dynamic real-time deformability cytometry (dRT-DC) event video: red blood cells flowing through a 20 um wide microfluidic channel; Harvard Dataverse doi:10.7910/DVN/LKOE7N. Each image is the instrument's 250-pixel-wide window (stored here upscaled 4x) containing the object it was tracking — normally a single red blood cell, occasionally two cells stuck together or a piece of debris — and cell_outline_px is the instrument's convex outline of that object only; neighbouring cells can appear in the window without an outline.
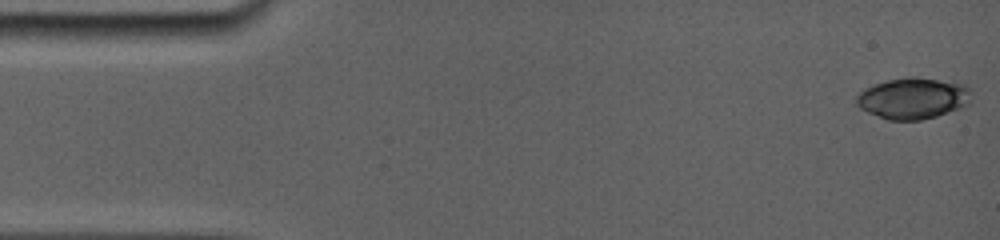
{"species": "common noctule bat (a hibernating species)", "species_latin": "Nyctalus noctula", "temperature_condition": "room temperature", "stored_images_in_passage": 44, "camera_frame_rate_fps": 5000, "um_per_image_px": 0.085, "animal": {"sex": "female", "body_mass_g": 19.0, "forearm_length_mm": 56.7}, "frame": {"image": 1, "passage_image": 1, "time_ms": 0.0, "image_size_px": [1000, 240], "cell_outline_px": [[968, 92], [964, 104], [956, 108], [936, 116], [920, 120], [888, 120], [868, 112], [860, 108], [856, 104], [856, 96], [864, 88], [872, 84], [888, 80], [908, 76], [912, 76], [964, 84], [968, 88]], "centroid_in_image_um": [77.48, 8.34], "position_along_channel_um": 7.5, "area_um2": 26.93}}
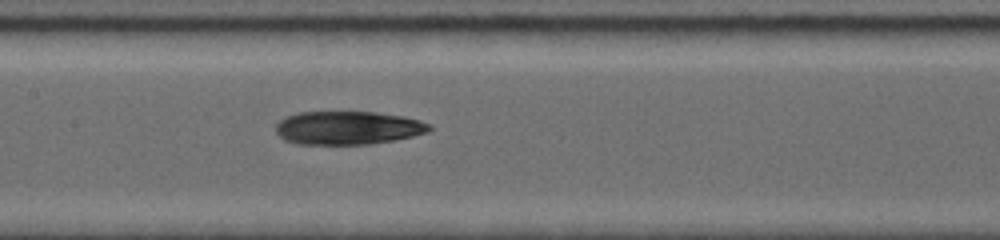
{"frame": {"image": 2, "passage_image": 19, "time_ms": 7.6, "image_size_px": [1000, 240], "cell_outline_px": [[432, 128], [424, 132], [412, 136], [392, 140], [364, 144], [300, 144], [288, 140], [280, 136], [276, 132], [276, 124], [280, 120], [288, 116], [300, 112], [376, 112], [400, 116], [416, 120], [428, 124]], "centroid_in_image_um": [29.52, 10.86], "position_along_channel_um": 177.9, "area_um2": 29.19}}
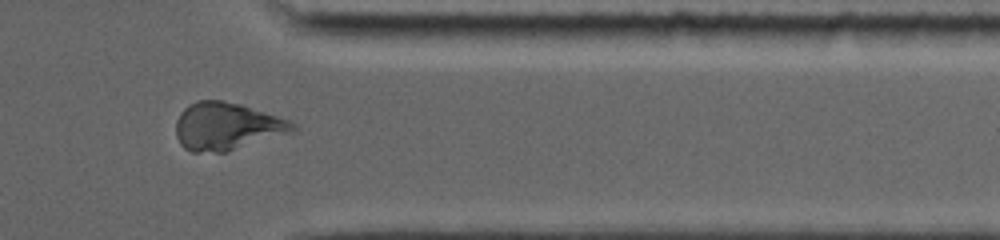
{"frame": {"image": 3, "passage_image": 32, "time_ms": 13.2, "image_size_px": [1000, 240], "cell_outline_px": [[296, 128], [292, 132], [228, 152], [192, 152], [184, 148], [180, 144], [176, 136], [176, 120], [180, 112], [188, 104], [196, 100], [224, 100], [240, 104], [288, 120], [296, 124]], "centroid_in_image_um": [19.24, 10.74], "position_along_channel_um": 392.2, "area_um2": 32.48}}